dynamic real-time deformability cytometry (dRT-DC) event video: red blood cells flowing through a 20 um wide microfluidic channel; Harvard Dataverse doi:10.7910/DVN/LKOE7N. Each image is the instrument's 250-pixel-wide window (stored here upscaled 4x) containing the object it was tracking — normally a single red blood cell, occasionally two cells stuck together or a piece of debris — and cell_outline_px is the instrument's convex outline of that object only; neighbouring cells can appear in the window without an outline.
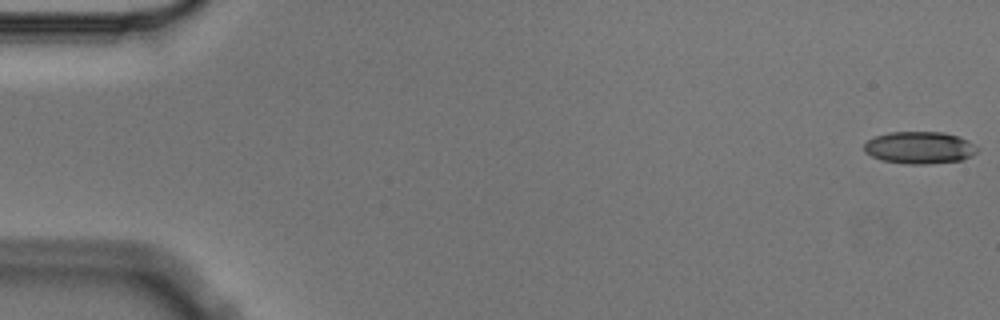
{"species": "Egyptian fruit bat (a non-hibernating species)", "species_latin": "Rousettus aegyptiacus", "temperature_condition": "cold", "stored_images_in_passage": 5, "camera_frame_rate_fps": 3000, "um_per_image_px": 0.085, "animal": {"sex": "male"}, "frame": {"image": 1, "passage_image": 1, "time_ms": 0.0, "image_size_px": [1000, 320], "cell_outline_px": [[980, 148], [972, 156], [964, 160], [928, 164], [904, 164], [880, 160], [864, 152], [864, 144], [868, 140], [876, 136], [888, 132], [944, 132], [960, 136], [968, 140]], "centroid_in_image_um": [78.19, 12.55], "position_along_channel_um": 6.8, "area_um2": 21.56}}
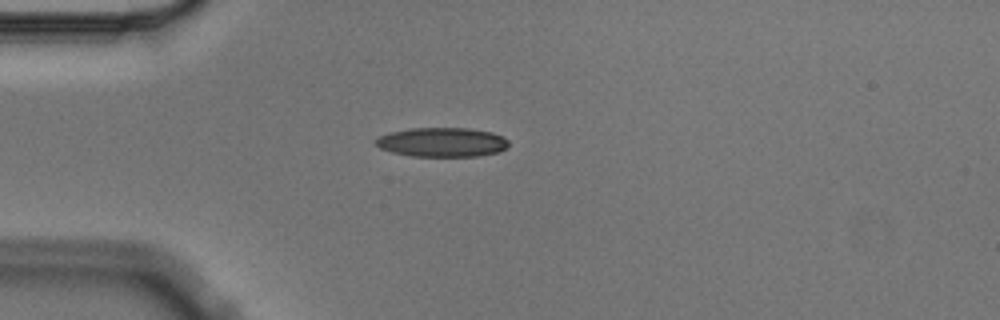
{"frame": {"image": 2, "passage_image": 5, "time_ms": 1.333, "image_size_px": [1000, 320], "cell_outline_px": [[508, 148], [500, 152], [480, 156], [412, 156], [392, 152], [380, 148], [376, 144], [376, 140], [380, 136], [392, 132], [412, 128], [468, 128], [492, 132], [504, 136], [508, 140]], "centroid_in_image_um": [37.65, 12.09], "position_along_channel_um": 47.3, "area_um2": 22.72}}